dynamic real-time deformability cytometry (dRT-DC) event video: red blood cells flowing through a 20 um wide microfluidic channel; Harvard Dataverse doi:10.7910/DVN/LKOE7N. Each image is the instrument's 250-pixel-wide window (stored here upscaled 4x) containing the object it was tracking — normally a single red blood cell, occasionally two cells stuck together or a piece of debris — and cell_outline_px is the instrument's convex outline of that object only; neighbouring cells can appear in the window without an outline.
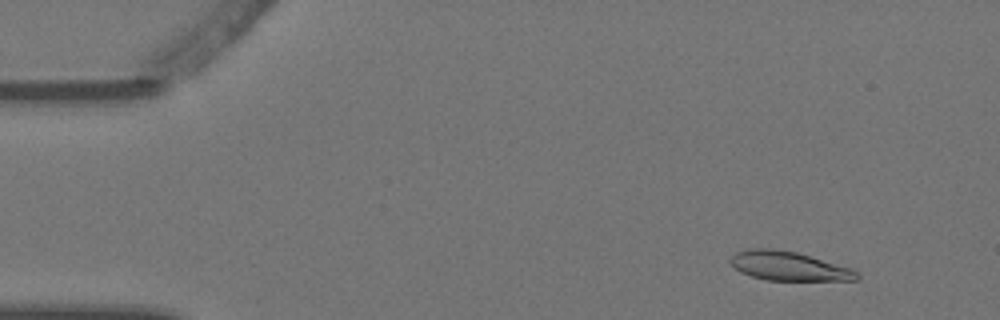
{"species": "Egyptian fruit bat (a non-hibernating species)", "species_latin": "Rousettus aegyptiacus", "temperature_condition": "warm", "stored_images_in_passage": 5, "camera_frame_rate_fps": 3000, "um_per_image_px": 0.085, "animal": {"sex": "female"}, "frame": {"image": 1, "passage_image": 1, "time_ms": 0.0, "image_size_px": [1000, 320], "cell_outline_px": [[860, 276], [856, 280], [768, 280], [752, 276], [740, 272], [728, 260], [736, 252], [752, 248], [772, 248], [796, 252], [852, 268]], "centroid_in_image_um": [67.03, 22.61], "position_along_channel_um": 18.0, "area_um2": 21.21}}
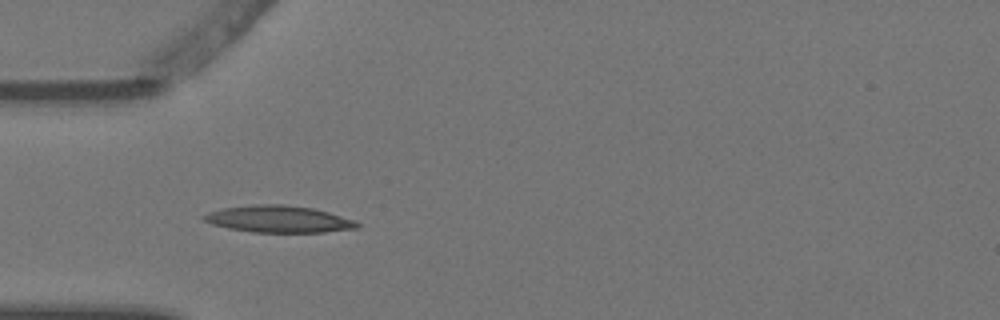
{"frame": {"image": 2, "passage_image": 4, "time_ms": 1.0, "image_size_px": [1000, 320], "cell_outline_px": [[360, 228], [324, 232], [252, 232], [228, 228], [212, 224], [204, 220], [200, 216], [208, 212], [224, 208], [256, 204], [284, 204], [312, 208], [328, 212], [356, 220], [360, 224]], "centroid_in_image_um": [23.7, 18.62], "position_along_channel_um": 61.3, "area_um2": 24.04}}
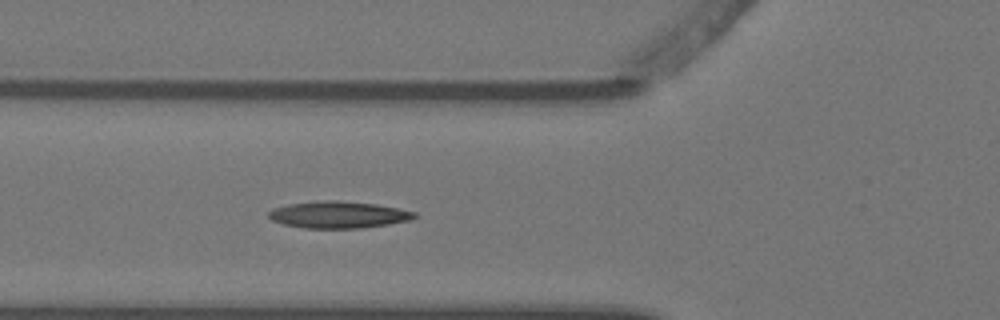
{"frame": {"image": 3, "passage_image": 5, "time_ms": 1.333, "image_size_px": [1000, 320], "cell_outline_px": [[420, 216], [412, 220], [388, 224], [360, 228], [304, 228], [284, 224], [272, 220], [268, 216], [268, 212], [272, 208], [288, 204], [324, 200], [336, 200], [376, 204], [416, 212]], "centroid_in_image_um": [28.78, 18.25], "position_along_channel_um": 97.0, "area_um2": 22.83}}